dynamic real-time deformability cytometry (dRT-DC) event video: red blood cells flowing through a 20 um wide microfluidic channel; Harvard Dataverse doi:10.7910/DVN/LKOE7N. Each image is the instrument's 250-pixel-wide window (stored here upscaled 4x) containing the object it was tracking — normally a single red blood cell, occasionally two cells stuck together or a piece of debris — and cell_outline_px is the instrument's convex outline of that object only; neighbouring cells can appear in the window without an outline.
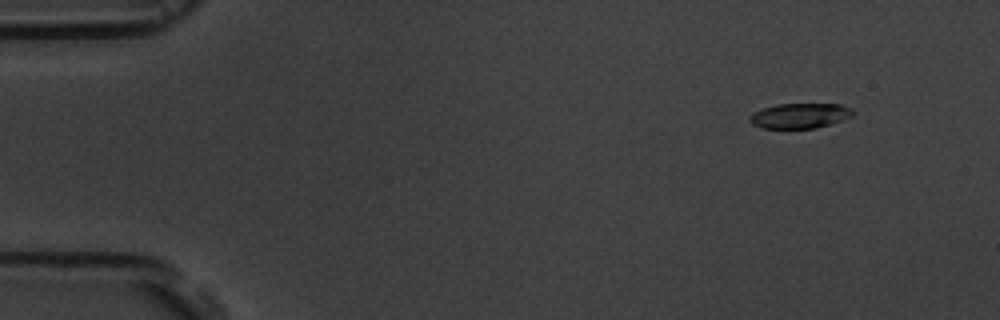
{"species": "common noctule bat (a hibernating species)", "species_latin": "Nyctalus noctula", "temperature_condition": "room temperature", "stored_images_in_passage": 5, "camera_frame_rate_fps": 3000, "um_per_image_px": 0.085, "animal": {"sex": "male", "body_mass_g": 19.5, "forearm_length_mm": 54.6}, "frame": {"image": 1, "passage_image": 2, "time_ms": 1.0, "image_size_px": [1000, 320], "cell_outline_px": [[856, 112], [852, 116], [816, 128], [760, 128], [752, 124], [748, 120], [748, 116], [752, 112], [776, 104], [840, 104], [852, 108]], "centroid_in_image_um": [67.95, 9.83], "position_along_channel_um": 17.0, "area_um2": 15.14}}
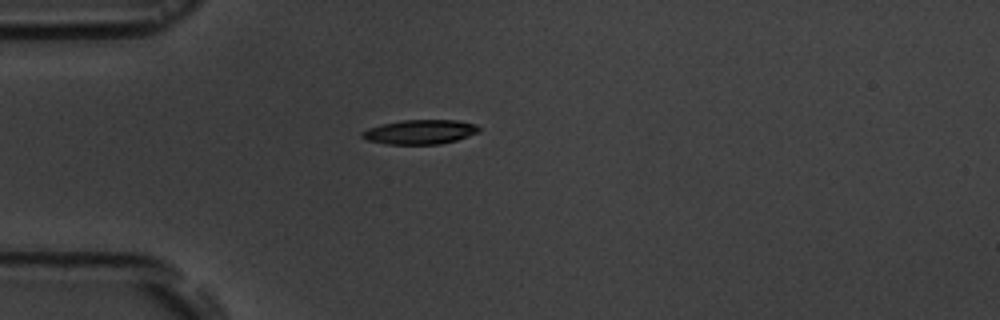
{"frame": {"image": 2, "passage_image": 5, "time_ms": 4.333, "image_size_px": [1000, 320], "cell_outline_px": [[480, 132], [456, 140], [440, 144], [388, 144], [364, 140], [360, 136], [360, 132], [368, 128], [380, 124], [404, 120], [456, 120], [476, 124], [480, 128]], "centroid_in_image_um": [35.67, 11.21], "position_along_channel_um": 49.3, "area_um2": 16.76}}